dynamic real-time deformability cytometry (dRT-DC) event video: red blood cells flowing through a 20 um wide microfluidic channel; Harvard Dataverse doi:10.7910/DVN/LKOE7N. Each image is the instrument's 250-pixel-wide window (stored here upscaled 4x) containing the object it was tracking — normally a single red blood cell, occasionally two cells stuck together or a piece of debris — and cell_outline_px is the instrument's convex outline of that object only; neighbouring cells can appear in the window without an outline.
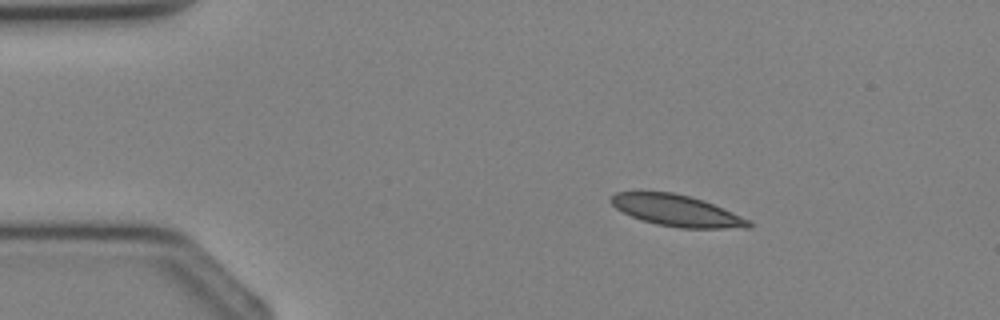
{"species": "Egyptian fruit bat (a non-hibernating species)", "species_latin": "Rousettus aegyptiacus", "temperature_condition": "cold", "stored_images_in_passage": 2, "camera_frame_rate_fps": 3000, "um_per_image_px": 0.085, "animal": {"sex": "female"}, "frame": {"image": 1, "passage_image": 1, "time_ms": 0.0, "image_size_px": [1000, 320], "cell_outline_px": [[752, 228], [680, 228], [656, 224], [640, 220], [616, 208], [608, 200], [616, 192], [672, 192], [704, 200], [752, 220]], "centroid_in_image_um": [57.56, 17.91], "position_along_channel_um": 27.4, "area_um2": 25.2}}